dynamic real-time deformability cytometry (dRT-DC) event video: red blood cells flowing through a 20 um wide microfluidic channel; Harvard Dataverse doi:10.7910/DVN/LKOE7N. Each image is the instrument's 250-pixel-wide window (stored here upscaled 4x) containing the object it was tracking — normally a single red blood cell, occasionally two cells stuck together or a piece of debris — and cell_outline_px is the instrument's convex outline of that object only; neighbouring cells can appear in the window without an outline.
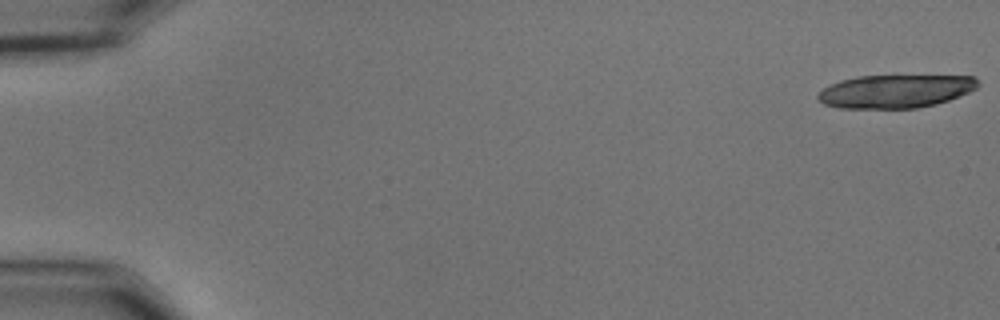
{"species": "common noctule bat (a hibernating species)", "species_latin": "Nyctalus noctula", "temperature_condition": "cold", "stored_images_in_passage": 6, "camera_frame_rate_fps": 3000, "um_per_image_px": 0.085, "animal": {"sex": "male", "body_mass_g": 15.6}, "frame": {"image": 1, "passage_image": 1, "time_ms": 0.0, "image_size_px": [1000, 320], "cell_outline_px": [[980, 84], [976, 88], [968, 92], [948, 100], [936, 104], [916, 108], [840, 108], [824, 104], [816, 96], [824, 88], [840, 80], [856, 76], [976, 76]], "centroid_in_image_um": [76.12, 7.75], "position_along_channel_um": 8.9, "area_um2": 30.81}}